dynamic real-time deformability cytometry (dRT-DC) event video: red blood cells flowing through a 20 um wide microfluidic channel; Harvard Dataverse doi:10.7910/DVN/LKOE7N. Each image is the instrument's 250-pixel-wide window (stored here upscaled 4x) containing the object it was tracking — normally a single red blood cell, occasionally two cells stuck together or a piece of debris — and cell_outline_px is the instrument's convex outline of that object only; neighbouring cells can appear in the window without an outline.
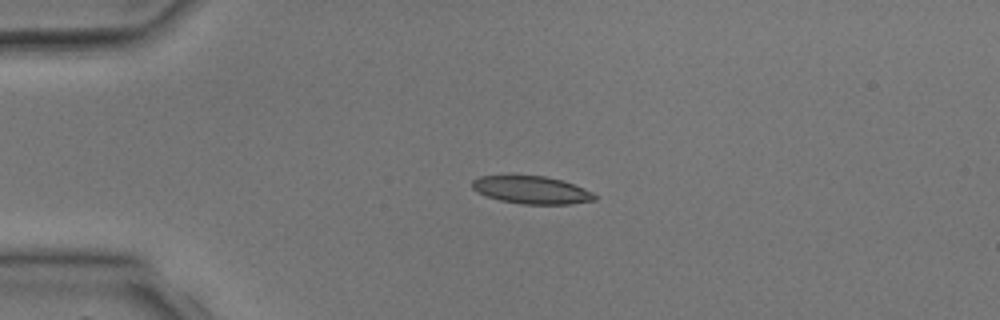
{"species": "common noctule bat (a hibernating species)", "species_latin": "Nyctalus noctula", "temperature_condition": "room temperature", "stored_images_in_passage": 4, "camera_frame_rate_fps": 3000, "um_per_image_px": 0.085, "animal": {"sex": "male", "body_mass_g": 17.9, "forearm_length_mm": 54.2}, "frame": {"image": 1, "passage_image": 3, "time_ms": 2.667, "image_size_px": [1000, 320], "cell_outline_px": [[596, 200], [572, 204], [524, 204], [500, 200], [476, 192], [472, 188], [472, 180], [480, 176], [544, 176], [560, 180], [584, 188], [592, 192], [596, 196]], "centroid_in_image_um": [45.18, 16.15], "position_along_channel_um": 39.8, "area_um2": 19.54}}
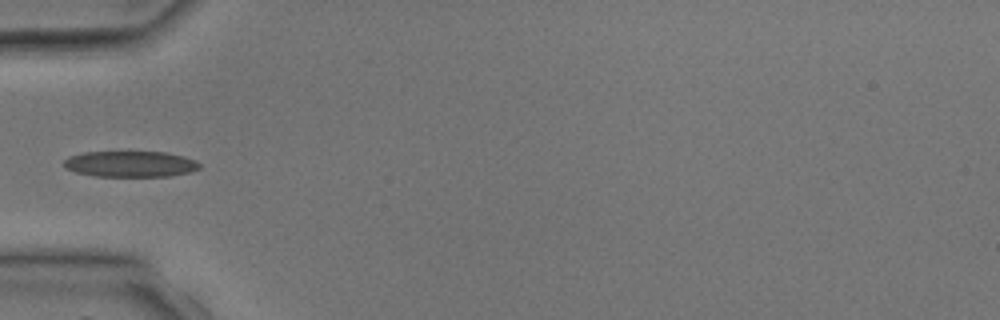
{"frame": {"image": 2, "passage_image": 4, "time_ms": 4.0, "image_size_px": [1000, 320], "cell_outline_px": [[200, 168], [188, 172], [172, 176], [96, 176], [76, 172], [64, 168], [64, 160], [68, 156], [84, 152], [168, 152], [184, 156], [196, 160], [200, 164]], "centroid_in_image_um": [11.08, 13.93], "position_along_channel_um": 73.9, "area_um2": 20.58}}